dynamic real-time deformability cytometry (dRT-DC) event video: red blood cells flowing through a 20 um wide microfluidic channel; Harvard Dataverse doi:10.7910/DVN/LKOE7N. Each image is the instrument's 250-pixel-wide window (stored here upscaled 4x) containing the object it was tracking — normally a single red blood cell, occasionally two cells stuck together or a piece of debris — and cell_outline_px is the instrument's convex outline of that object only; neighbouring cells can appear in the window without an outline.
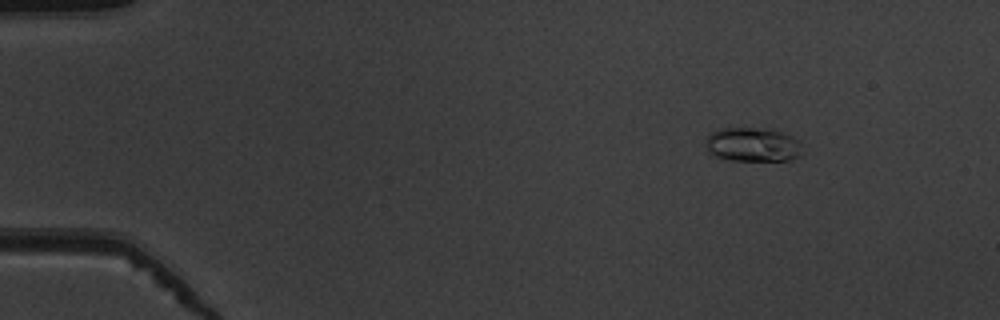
{"species": "common noctule bat (a hibernating species)", "species_latin": "Nyctalus noctula", "temperature_condition": "warm", "stored_images_in_passage": 47, "camera_frame_rate_fps": 3000, "um_per_image_px": 0.085, "animal": {"sex": "male", "body_mass_g": 19.5, "forearm_length_mm": 54.6}, "frame": {"image": 1, "passage_image": 1, "time_ms": 0.0, "image_size_px": [1000, 320], "cell_outline_px": [[804, 152], [800, 156], [788, 160], [728, 160], [716, 156], [708, 152], [708, 136], [712, 132], [720, 128], [764, 128], [780, 132], [792, 136], [796, 140]], "centroid_in_image_um": [64.0, 12.3], "position_along_channel_um": 21.0, "area_um2": 18.96}}
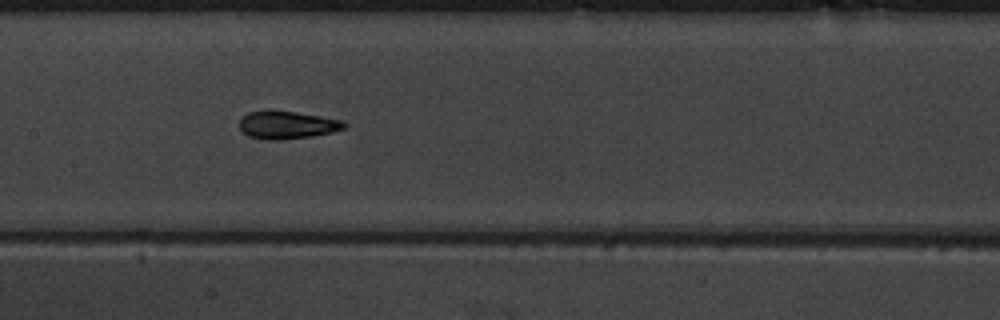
{"frame": {"image": 2, "passage_image": 21, "time_ms": 6.667, "image_size_px": [1000, 320], "cell_outline_px": [[348, 124], [344, 128], [332, 132], [312, 136], [280, 140], [264, 140], [248, 136], [240, 128], [240, 120], [248, 112], [268, 108], [296, 112], [344, 120]], "centroid_in_image_um": [24.39, 10.6], "position_along_channel_um": 183.0, "area_um2": 17.34}}
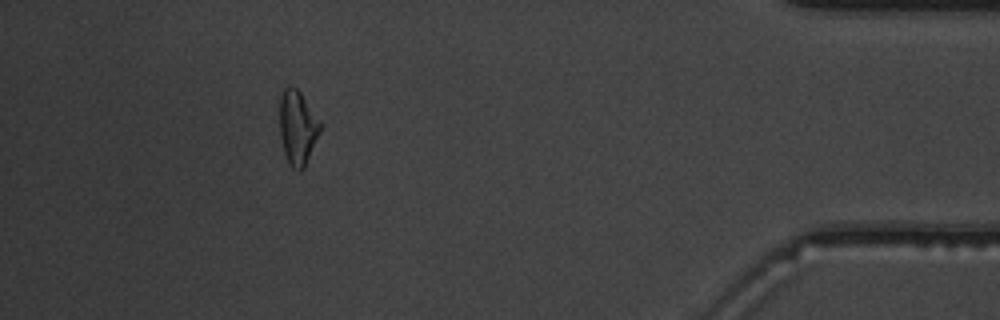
{"frame": {"image": 3, "passage_image": 42, "time_ms": 13.667, "image_size_px": [1000, 320], "cell_outline_px": [[320, 132], [304, 168], [300, 172], [292, 168], [288, 164], [284, 152], [280, 136], [280, 96], [284, 88], [288, 84], [296, 88], [300, 92], [320, 120]], "centroid_in_image_um": [25.28, 10.85], "position_along_channel_um": 409.9, "area_um2": 17.57}, "authors_computed_cell_mechanics": {"area_um2": 17.2822, "velocity_mm_per_s": 3.9413, "shape_relaxation_time_tau1_ms": 3.4071, "shape_relaxation_time_tau2_ms": 1.7076, "deformation_change_tau1": 0.1623, "deformation_change_tau2": 0.0761}}